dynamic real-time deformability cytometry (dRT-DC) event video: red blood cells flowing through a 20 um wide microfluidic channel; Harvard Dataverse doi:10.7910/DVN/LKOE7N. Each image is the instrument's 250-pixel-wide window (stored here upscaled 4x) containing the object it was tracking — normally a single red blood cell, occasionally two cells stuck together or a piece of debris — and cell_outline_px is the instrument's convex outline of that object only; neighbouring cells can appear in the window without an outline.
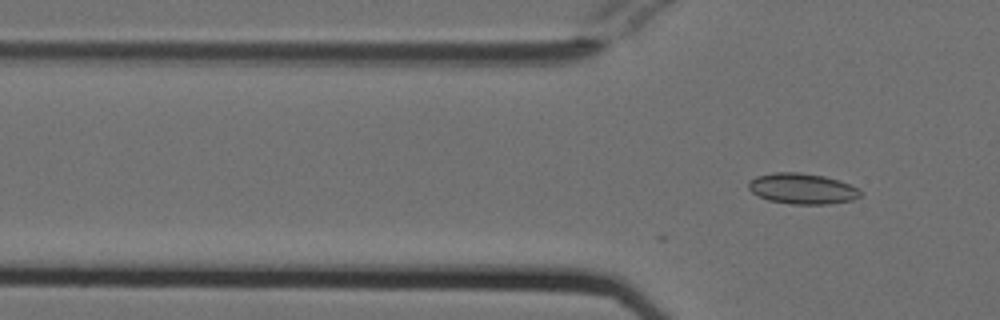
{"species": "Egyptian fruit bat (a non-hibernating species)", "species_latin": "Rousettus aegyptiacus", "temperature_condition": "cold", "stored_images_in_passage": 5, "camera_frame_rate_fps": 3000, "um_per_image_px": 0.085, "animal": {"sex": "female"}, "frame": {"image": 1, "passage_image": 5, "time_ms": 1.333, "image_size_px": [1000, 320], "cell_outline_px": [[860, 196], [852, 200], [828, 204], [792, 204], [768, 200], [752, 192], [748, 188], [748, 180], [756, 176], [772, 172], [800, 172], [824, 176], [840, 180], [856, 188], [860, 192]], "centroid_in_image_um": [68.15, 16.02], "position_along_channel_um": 57.7, "area_um2": 20.0}}